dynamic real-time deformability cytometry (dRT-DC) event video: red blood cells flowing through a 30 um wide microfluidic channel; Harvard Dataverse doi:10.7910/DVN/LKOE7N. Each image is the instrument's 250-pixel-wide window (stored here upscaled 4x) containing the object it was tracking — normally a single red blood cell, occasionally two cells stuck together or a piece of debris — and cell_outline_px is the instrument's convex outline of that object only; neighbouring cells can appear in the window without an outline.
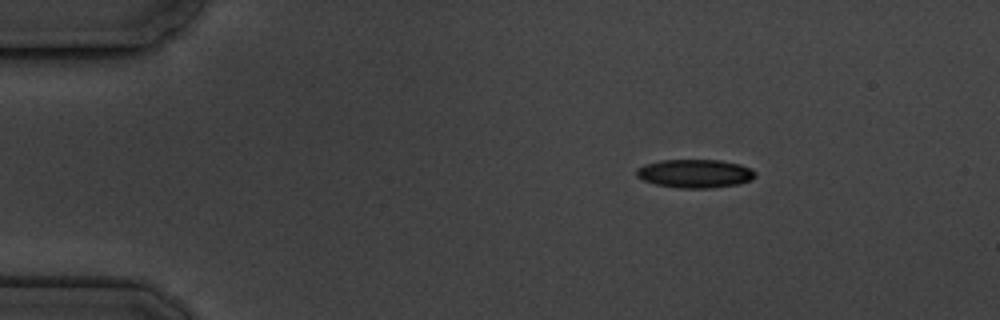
{"species": "common noctule bat (a hibernating species)", "species_latin": "Nyctalus noctula", "temperature_condition": "cold", "stored_images_in_passage": 14, "camera_frame_rate_fps": 3000, "um_per_image_px": 0.085, "animal": {"sex": "male", "body_mass_g": 19.5, "forearm_length_mm": 54.6}, "frame": {"image": 1, "passage_image": 1, "time_ms": 0.0, "image_size_px": [1000, 320], "cell_outline_px": [[756, 176], [752, 180], [736, 184], [712, 188], [676, 188], [656, 184], [644, 180], [636, 176], [636, 168], [644, 164], [660, 160], [720, 160], [740, 164], [756, 172]], "centroid_in_image_um": [59.05, 14.75], "position_along_channel_um": 25.9, "area_um2": 19.77}}
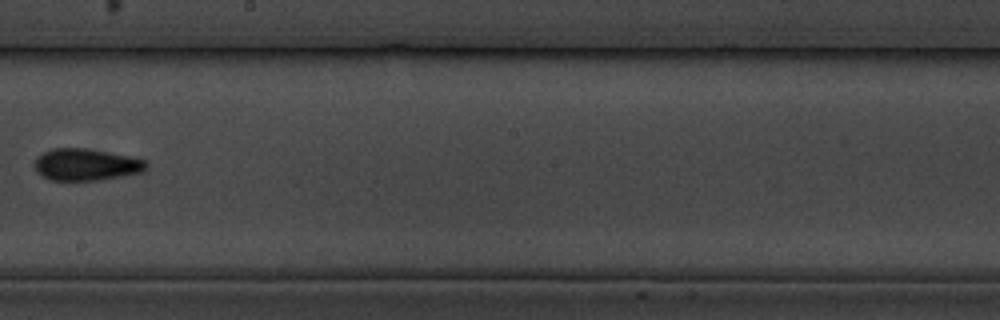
{"frame": {"image": 2, "passage_image": 8, "time_ms": 8.0, "image_size_px": [1000, 320], "cell_outline_px": [[148, 168], [144, 172], [124, 176], [100, 180], [52, 180], [36, 172], [32, 164], [36, 156], [52, 148], [84, 148], [128, 156], [144, 160], [148, 164]], "centroid_in_image_um": [7.3, 14.0], "position_along_channel_um": 240.9, "area_um2": 20.87}}
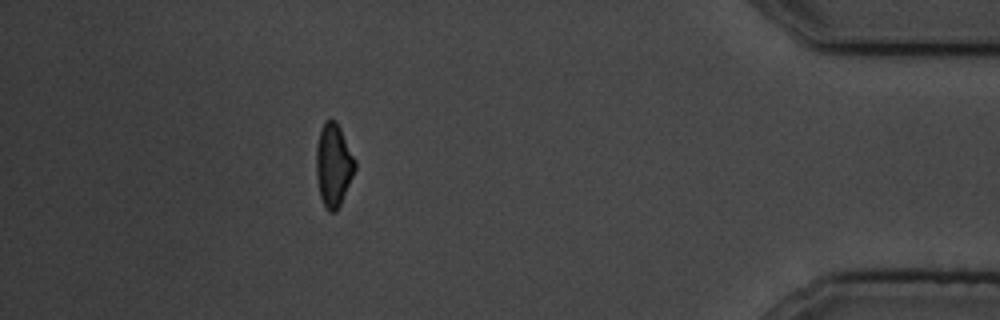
{"frame": {"image": 3, "passage_image": 13, "time_ms": 14.0, "image_size_px": [1000, 320], "cell_outline_px": [[356, 168], [340, 204], [336, 212], [328, 212], [320, 196], [316, 176], [316, 148], [320, 132], [324, 120], [336, 120], [356, 160]], "centroid_in_image_um": [28.34, 14.02], "position_along_channel_um": 406.9, "area_um2": 18.61}, "authors_computed_cell_mechanics": {"area_um2": 19.7387, "velocity_mm_per_s": 3.5488, "shape_relaxation_time_tau1_ms": 3.7372, "shape_relaxation_time_tau2_ms": 3.364, "deformation_change_tau1": 0.1384, "deformation_change_tau2": 0.1157}}